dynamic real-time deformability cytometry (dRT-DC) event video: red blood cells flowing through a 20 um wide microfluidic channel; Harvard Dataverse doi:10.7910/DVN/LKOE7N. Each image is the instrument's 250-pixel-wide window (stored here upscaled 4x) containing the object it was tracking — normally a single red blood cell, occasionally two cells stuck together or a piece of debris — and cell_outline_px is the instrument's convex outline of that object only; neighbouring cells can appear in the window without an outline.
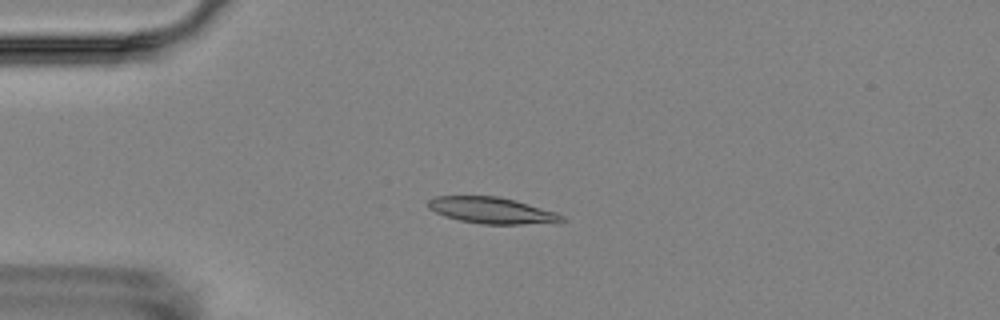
{"species": "Egyptian fruit bat (a non-hibernating species)", "species_latin": "Rousettus aegyptiacus", "temperature_condition": "room temperature", "stored_images_in_passage": 15, "camera_frame_rate_fps": 3000, "um_per_image_px": 0.085, "animal": {"sex": "female"}, "frame": {"image": 1, "passage_image": 3, "time_ms": 2.333, "image_size_px": [1000, 320], "cell_outline_px": [[568, 220], [556, 224], [480, 224], [460, 220], [444, 216], [428, 208], [428, 200], [436, 196], [500, 196], [516, 200], [556, 212], [564, 216]], "centroid_in_image_um": [41.89, 17.9], "position_along_channel_um": 43.1, "area_um2": 20.87}}
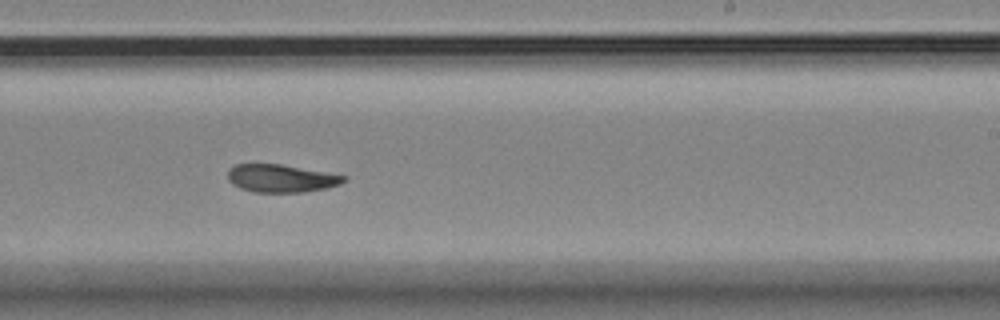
{"frame": {"image": 2, "passage_image": 9, "time_ms": 9.333, "image_size_px": [1000, 320], "cell_outline_px": [[348, 180], [340, 184], [328, 188], [304, 192], [252, 192], [240, 188], [232, 184], [228, 180], [228, 172], [236, 164], [280, 164], [348, 176]], "centroid_in_image_um": [23.93, 15.17], "position_along_channel_um": 265.1, "area_um2": 18.84}}
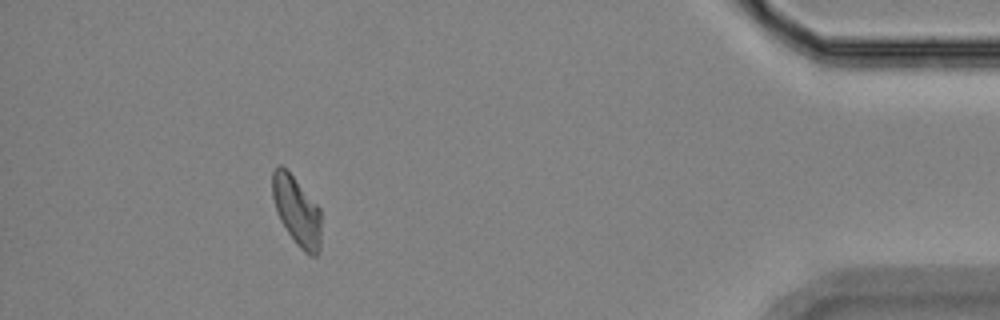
{"frame": {"image": 3, "passage_image": 14, "time_ms": 15.0, "image_size_px": [1000, 320], "cell_outline_px": [[320, 248], [316, 256], [312, 256], [304, 252], [296, 244], [280, 220], [276, 212], [272, 196], [272, 172], [280, 164], [292, 176], [320, 208]], "centroid_in_image_um": [25.21, 17.95], "position_along_channel_um": 410.0, "area_um2": 19.36}, "authors_computed_cell_mechanics": {"area_um2": 19.7098, "velocity_mm_per_s": 3.4896, "shape_relaxation_time_tau1_ms": null, "shape_relaxation_time_tau2_ms": 10.912, "deformation_change_tau1": null, "deformation_change_tau2": 0.1391}}